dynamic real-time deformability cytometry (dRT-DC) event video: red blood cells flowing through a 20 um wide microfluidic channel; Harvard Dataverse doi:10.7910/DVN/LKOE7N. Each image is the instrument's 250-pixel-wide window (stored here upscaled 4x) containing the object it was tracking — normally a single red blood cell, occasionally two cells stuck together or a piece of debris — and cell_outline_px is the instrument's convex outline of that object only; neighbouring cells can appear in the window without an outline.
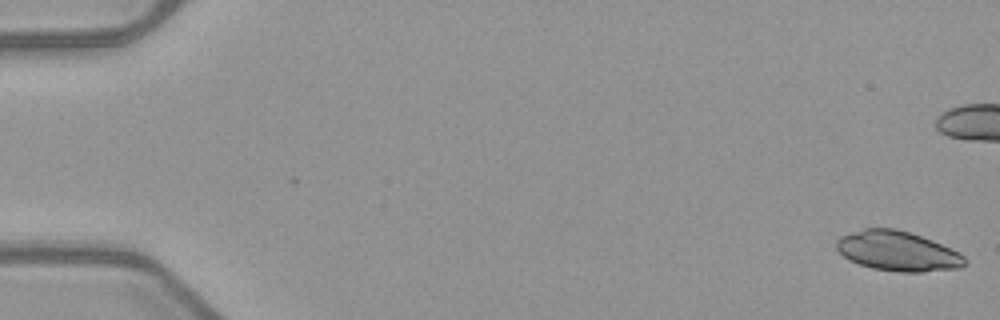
{"species": "common noctule bat (a hibernating species)", "species_latin": "Nyctalus noctula", "temperature_condition": "warm", "stored_images_in_passage": 2, "camera_frame_rate_fps": 3000, "um_per_image_px": 0.085, "animal": {"sex": "female", "body_mass_g": 21.9}, "frame": {"image": 1, "passage_image": 2, "time_ms": 0.333, "image_size_px": [1000, 320], "cell_outline_px": [[964, 264], [960, 268], [924, 272], [900, 272], [872, 268], [848, 260], [836, 248], [836, 240], [840, 236], [864, 228], [896, 228], [932, 240], [960, 252], [964, 256]], "centroid_in_image_um": [76.28, 21.34], "position_along_channel_um": 8.7, "area_um2": 29.71}}